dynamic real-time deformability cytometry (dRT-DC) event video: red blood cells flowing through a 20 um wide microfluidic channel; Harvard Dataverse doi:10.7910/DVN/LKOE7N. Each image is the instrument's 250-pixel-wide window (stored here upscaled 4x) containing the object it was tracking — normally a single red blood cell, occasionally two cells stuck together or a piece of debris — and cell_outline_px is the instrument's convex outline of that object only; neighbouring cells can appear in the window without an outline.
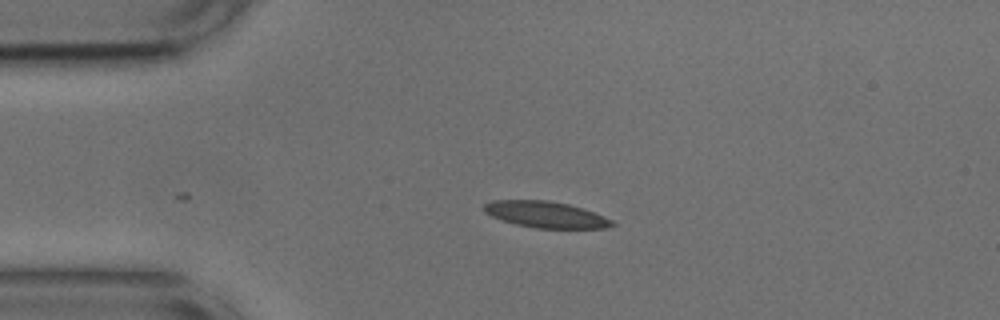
{"species": "common noctule bat (a hibernating species)", "species_latin": "Nyctalus noctula", "temperature_condition": "cold", "stored_images_in_passage": 32, "camera_frame_rate_fps": 3000, "um_per_image_px": 0.085, "animal": {"sex": "male", "body_mass_g": 17.9, "forearm_length_mm": 54.2}, "frame": {"image": 1, "passage_image": 1, "time_ms": 0.0, "image_size_px": [1000, 320], "cell_outline_px": [[616, 224], [604, 228], [536, 228], [516, 224], [492, 216], [484, 212], [484, 204], [492, 200], [548, 200], [568, 204], [604, 216], [612, 220]], "centroid_in_image_um": [46.37, 18.23], "position_along_channel_um": 38.6, "area_um2": 19.36}}
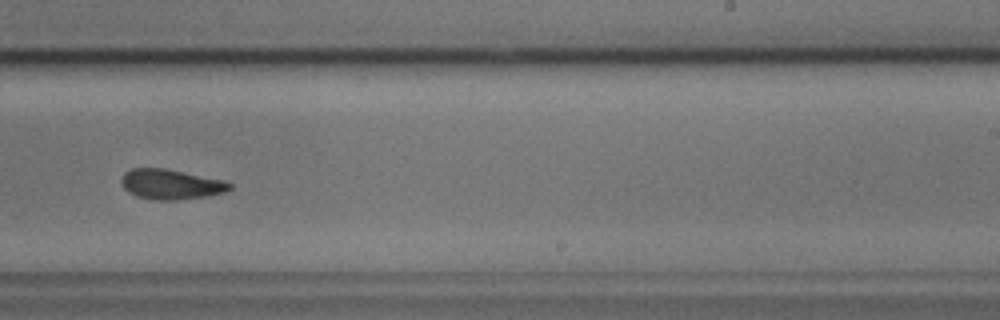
{"frame": {"image": 2, "passage_image": 22, "time_ms": 7.0, "image_size_px": [1000, 320], "cell_outline_px": [[232, 188], [224, 192], [208, 196], [176, 200], [156, 200], [136, 196], [128, 192], [120, 184], [120, 180], [124, 172], [132, 168], [164, 168], [224, 180], [232, 184]], "centroid_in_image_um": [14.5, 15.66], "position_along_channel_um": 274.5, "area_um2": 19.07}}
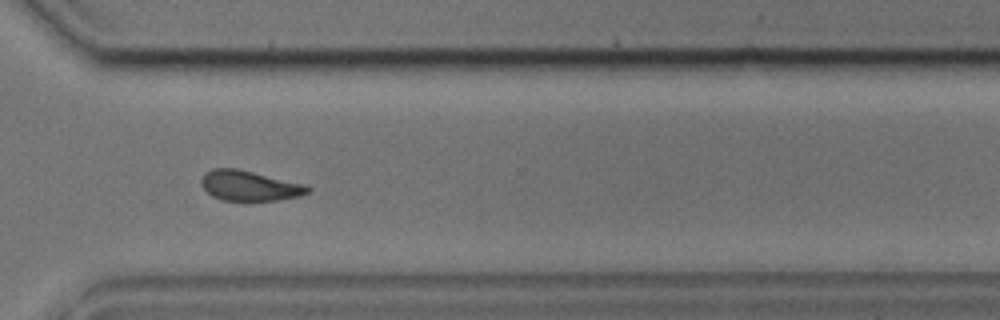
{"frame": {"image": 3, "passage_image": 28, "time_ms": 9.0, "image_size_px": [1000, 320], "cell_outline_px": [[312, 188], [308, 192], [300, 196], [276, 200], [224, 200], [212, 196], [200, 184], [200, 180], [204, 172], [212, 168], [236, 168], [308, 184]], "centroid_in_image_um": [21.22, 15.77], "position_along_channel_um": 349.4, "area_um2": 18.84}, "authors_computed_cell_mechanics": {"area_um2": 19.363, "velocity_mm_per_s": 3.7374, "shape_relaxation_time_tau1_ms": 5.0807, "shape_relaxation_time_tau2_ms": 3.9912, "deformation_change_tau1": 0.1375, "deformation_change_tau2": 0.1033}}